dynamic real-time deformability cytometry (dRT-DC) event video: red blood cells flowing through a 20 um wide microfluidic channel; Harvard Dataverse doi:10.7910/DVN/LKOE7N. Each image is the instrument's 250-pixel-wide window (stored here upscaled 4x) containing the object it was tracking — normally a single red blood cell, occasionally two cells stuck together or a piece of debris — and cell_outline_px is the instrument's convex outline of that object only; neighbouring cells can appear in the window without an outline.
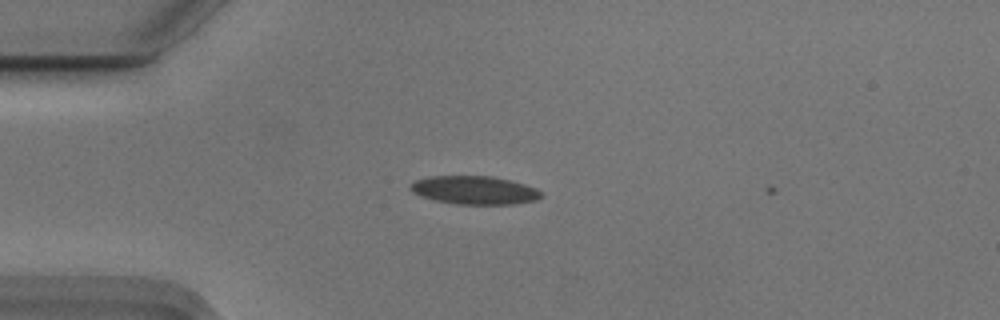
{"species": "Egyptian fruit bat (a non-hibernating species)", "species_latin": "Rousettus aegyptiacus", "temperature_condition": "cold", "stored_images_in_passage": 4, "camera_frame_rate_fps": 3000, "um_per_image_px": 0.085, "animal": {"sex": "male"}, "frame": {"image": 1, "passage_image": 3, "time_ms": 0.667, "image_size_px": [1000, 320], "cell_outline_px": [[540, 196], [536, 200], [512, 204], [456, 204], [436, 200], [412, 192], [412, 184], [416, 180], [428, 176], [492, 176], [524, 184], [540, 192]], "centroid_in_image_um": [40.31, 16.16], "position_along_channel_um": 44.7, "area_um2": 21.04}}